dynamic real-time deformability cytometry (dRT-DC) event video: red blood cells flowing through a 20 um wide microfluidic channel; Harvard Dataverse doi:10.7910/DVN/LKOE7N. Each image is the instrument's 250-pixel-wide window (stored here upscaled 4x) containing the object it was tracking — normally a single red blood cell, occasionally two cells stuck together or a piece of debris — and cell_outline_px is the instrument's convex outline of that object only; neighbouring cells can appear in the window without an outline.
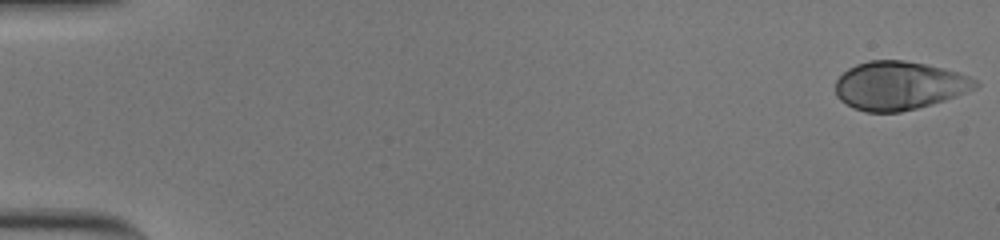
{"species": "human", "species_latin": "Homo sapiens", "temperature_condition": "cold", "stored_images_in_passage": 56, "camera_frame_rate_fps": 3000, "um_per_image_px": 0.085, "donor": {"sex": "male"}, "frame": {"image": 1, "passage_image": 1, "time_ms": 0.0, "image_size_px": [1000, 240], "cell_outline_px": [[980, 84], [976, 88], [956, 96], [944, 100], [916, 108], [900, 112], [864, 112], [852, 108], [840, 100], [836, 96], [836, 80], [848, 68], [856, 64], [868, 60], [904, 60], [944, 68], [968, 76], [976, 80]], "centroid_in_image_um": [76.4, 7.27], "position_along_channel_um": 8.6, "area_um2": 39.48}}
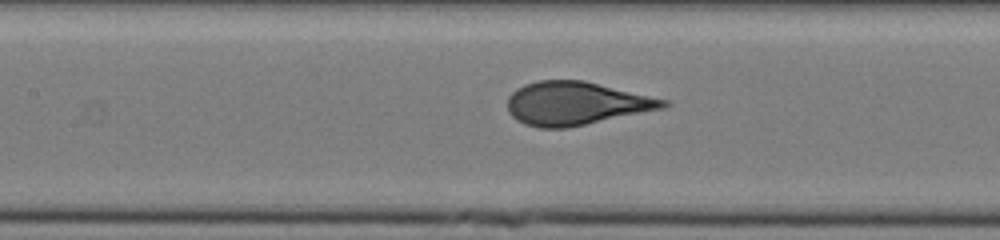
{"frame": {"image": 2, "passage_image": 27, "time_ms": 8.667, "image_size_px": [1000, 240], "cell_outline_px": [[672, 104], [664, 108], [568, 128], [540, 128], [524, 124], [516, 120], [508, 112], [508, 96], [516, 88], [524, 84], [540, 80], [584, 80], [668, 100]], "centroid_in_image_um": [48.94, 8.79], "position_along_channel_um": 158.5, "area_um2": 39.42}}
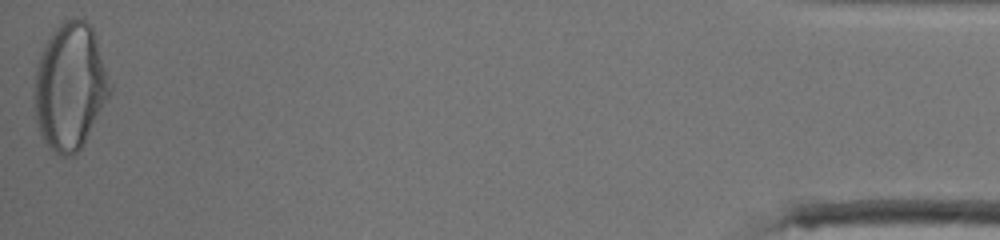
{"frame": {"image": 3, "passage_image": 56, "time_ms": 18.333, "image_size_px": [1000, 240], "cell_outline_px": [[112, 92], [84, 144], [72, 156], [60, 156], [48, 148], [40, 136], [36, 120], [32, 96], [36, 68], [40, 52], [52, 32], [64, 20], [84, 20], [92, 28], [112, 84]], "centroid_in_image_um": [5.93, 7.41], "position_along_channel_um": 429.3, "area_um2": 56.24}, "authors_computed_cell_mechanics": {"area_um2": 39.4485, "velocity_mm_per_s": 3.6885, "shape_relaxation_time_tau1_ms": 5.8613, "shape_relaxation_time_tau2_ms": null, "deformation_change_tau1": 0.227, "deformation_change_tau2": null}}